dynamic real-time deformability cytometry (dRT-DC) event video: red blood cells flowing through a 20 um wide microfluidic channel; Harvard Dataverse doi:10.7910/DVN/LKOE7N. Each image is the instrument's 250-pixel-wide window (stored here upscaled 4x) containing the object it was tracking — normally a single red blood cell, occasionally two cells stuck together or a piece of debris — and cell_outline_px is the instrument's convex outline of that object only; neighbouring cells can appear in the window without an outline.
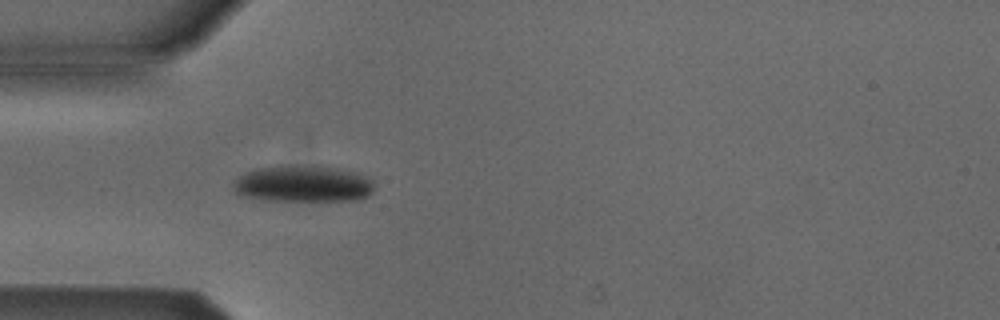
{"species": "Egyptian fruit bat (a non-hibernating species)", "species_latin": "Rousettus aegyptiacus", "temperature_condition": "cold", "stored_images_in_passage": 3, "camera_frame_rate_fps": 3000, "um_per_image_px": 0.085, "animal": {"sex": "male"}, "frame": {"image": 1, "passage_image": 3, "time_ms": 3.333, "image_size_px": [1000, 320], "cell_outline_px": [[376, 184], [372, 192], [368, 196], [360, 200], [260, 200], [240, 196], [232, 188], [232, 184], [236, 176], [256, 168], [280, 164], [320, 164], [368, 176]], "centroid_in_image_um": [25.72, 15.59], "position_along_channel_um": 59.3, "area_um2": 31.1}}